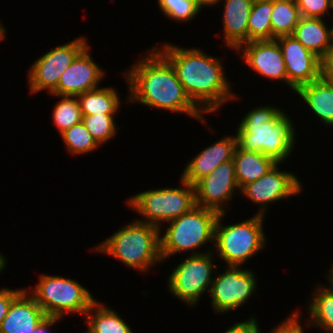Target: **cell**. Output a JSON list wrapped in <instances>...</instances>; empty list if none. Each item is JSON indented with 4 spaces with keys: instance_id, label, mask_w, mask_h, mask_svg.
<instances>
[{
    "instance_id": "cell-1",
    "label": "cell",
    "mask_w": 333,
    "mask_h": 333,
    "mask_svg": "<svg viewBox=\"0 0 333 333\" xmlns=\"http://www.w3.org/2000/svg\"><path fill=\"white\" fill-rule=\"evenodd\" d=\"M129 68L123 74L129 92L128 103L186 114L208 124L204 112L187 95L172 64L155 47Z\"/></svg>"
},
{
    "instance_id": "cell-2",
    "label": "cell",
    "mask_w": 333,
    "mask_h": 333,
    "mask_svg": "<svg viewBox=\"0 0 333 333\" xmlns=\"http://www.w3.org/2000/svg\"><path fill=\"white\" fill-rule=\"evenodd\" d=\"M154 47L172 64L187 95L204 113H215L238 98L231 90L220 57L171 43Z\"/></svg>"
},
{
    "instance_id": "cell-3",
    "label": "cell",
    "mask_w": 333,
    "mask_h": 333,
    "mask_svg": "<svg viewBox=\"0 0 333 333\" xmlns=\"http://www.w3.org/2000/svg\"><path fill=\"white\" fill-rule=\"evenodd\" d=\"M285 111L265 104L252 108L237 126L238 146L246 151L261 152L283 164L297 140L294 122Z\"/></svg>"
},
{
    "instance_id": "cell-4",
    "label": "cell",
    "mask_w": 333,
    "mask_h": 333,
    "mask_svg": "<svg viewBox=\"0 0 333 333\" xmlns=\"http://www.w3.org/2000/svg\"><path fill=\"white\" fill-rule=\"evenodd\" d=\"M93 250L114 257L128 268L143 273H148L157 263H163L160 229L137 219L122 226Z\"/></svg>"
},
{
    "instance_id": "cell-5",
    "label": "cell",
    "mask_w": 333,
    "mask_h": 333,
    "mask_svg": "<svg viewBox=\"0 0 333 333\" xmlns=\"http://www.w3.org/2000/svg\"><path fill=\"white\" fill-rule=\"evenodd\" d=\"M218 216V212L196 205L189 212L170 221L167 229L163 232L160 231L162 262L178 253L184 254L190 251L188 255L208 253L198 250L202 246L205 247L208 242L214 245L215 225Z\"/></svg>"
},
{
    "instance_id": "cell-6",
    "label": "cell",
    "mask_w": 333,
    "mask_h": 333,
    "mask_svg": "<svg viewBox=\"0 0 333 333\" xmlns=\"http://www.w3.org/2000/svg\"><path fill=\"white\" fill-rule=\"evenodd\" d=\"M226 213H220L215 225L213 253L227 265L243 266L266 246L265 216L255 214L236 224L223 225ZM216 248V249H215Z\"/></svg>"
},
{
    "instance_id": "cell-7",
    "label": "cell",
    "mask_w": 333,
    "mask_h": 333,
    "mask_svg": "<svg viewBox=\"0 0 333 333\" xmlns=\"http://www.w3.org/2000/svg\"><path fill=\"white\" fill-rule=\"evenodd\" d=\"M180 187L148 189L129 197L126 204L140 214L142 219H137L158 227L162 231L161 224L179 218L189 212L194 206V185L180 178Z\"/></svg>"
},
{
    "instance_id": "cell-8",
    "label": "cell",
    "mask_w": 333,
    "mask_h": 333,
    "mask_svg": "<svg viewBox=\"0 0 333 333\" xmlns=\"http://www.w3.org/2000/svg\"><path fill=\"white\" fill-rule=\"evenodd\" d=\"M27 292L42 307L47 317L60 319L70 313L85 316L96 301L91 291L78 281L45 273L40 274L36 287Z\"/></svg>"
},
{
    "instance_id": "cell-9",
    "label": "cell",
    "mask_w": 333,
    "mask_h": 333,
    "mask_svg": "<svg viewBox=\"0 0 333 333\" xmlns=\"http://www.w3.org/2000/svg\"><path fill=\"white\" fill-rule=\"evenodd\" d=\"M212 252L213 250L209 249L205 254L189 255L172 269L166 285L170 295L172 293L188 307L194 308L200 302L201 296L206 291L210 292L214 271L216 273L219 267L213 264L215 258Z\"/></svg>"
},
{
    "instance_id": "cell-10",
    "label": "cell",
    "mask_w": 333,
    "mask_h": 333,
    "mask_svg": "<svg viewBox=\"0 0 333 333\" xmlns=\"http://www.w3.org/2000/svg\"><path fill=\"white\" fill-rule=\"evenodd\" d=\"M88 45L87 39L80 36L37 58L27 73L30 93L46 90L51 94L57 88L63 72Z\"/></svg>"
},
{
    "instance_id": "cell-11",
    "label": "cell",
    "mask_w": 333,
    "mask_h": 333,
    "mask_svg": "<svg viewBox=\"0 0 333 333\" xmlns=\"http://www.w3.org/2000/svg\"><path fill=\"white\" fill-rule=\"evenodd\" d=\"M224 272L214 274L209 295L213 312L225 314L246 305L257 291V277L243 266L225 265Z\"/></svg>"
},
{
    "instance_id": "cell-12",
    "label": "cell",
    "mask_w": 333,
    "mask_h": 333,
    "mask_svg": "<svg viewBox=\"0 0 333 333\" xmlns=\"http://www.w3.org/2000/svg\"><path fill=\"white\" fill-rule=\"evenodd\" d=\"M280 163L265 175L240 189L242 196L260 206L256 214L265 216L269 203L294 197L302 192V182L294 173L279 170ZM294 195V196H293Z\"/></svg>"
},
{
    "instance_id": "cell-13",
    "label": "cell",
    "mask_w": 333,
    "mask_h": 333,
    "mask_svg": "<svg viewBox=\"0 0 333 333\" xmlns=\"http://www.w3.org/2000/svg\"><path fill=\"white\" fill-rule=\"evenodd\" d=\"M196 205L226 213L227 203L240 189L235 176L234 160L223 162L212 173L194 184ZM236 193V194H234Z\"/></svg>"
},
{
    "instance_id": "cell-14",
    "label": "cell",
    "mask_w": 333,
    "mask_h": 333,
    "mask_svg": "<svg viewBox=\"0 0 333 333\" xmlns=\"http://www.w3.org/2000/svg\"><path fill=\"white\" fill-rule=\"evenodd\" d=\"M287 71V86L294 92L302 85L318 80L323 75V62L306 49L293 35L276 38Z\"/></svg>"
},
{
    "instance_id": "cell-15",
    "label": "cell",
    "mask_w": 333,
    "mask_h": 333,
    "mask_svg": "<svg viewBox=\"0 0 333 333\" xmlns=\"http://www.w3.org/2000/svg\"><path fill=\"white\" fill-rule=\"evenodd\" d=\"M88 45L63 72L57 88L50 94L77 96L86 91L99 88L105 77V70L97 64L90 54Z\"/></svg>"
},
{
    "instance_id": "cell-16",
    "label": "cell",
    "mask_w": 333,
    "mask_h": 333,
    "mask_svg": "<svg viewBox=\"0 0 333 333\" xmlns=\"http://www.w3.org/2000/svg\"><path fill=\"white\" fill-rule=\"evenodd\" d=\"M242 52V60L262 77L283 81L287 85V71L284 58L276 39L250 41L237 50Z\"/></svg>"
},
{
    "instance_id": "cell-17",
    "label": "cell",
    "mask_w": 333,
    "mask_h": 333,
    "mask_svg": "<svg viewBox=\"0 0 333 333\" xmlns=\"http://www.w3.org/2000/svg\"><path fill=\"white\" fill-rule=\"evenodd\" d=\"M237 147L236 134L224 135L219 141L204 148L188 161L180 177L194 185L198 180L212 173L223 162L233 160Z\"/></svg>"
},
{
    "instance_id": "cell-18",
    "label": "cell",
    "mask_w": 333,
    "mask_h": 333,
    "mask_svg": "<svg viewBox=\"0 0 333 333\" xmlns=\"http://www.w3.org/2000/svg\"><path fill=\"white\" fill-rule=\"evenodd\" d=\"M47 318L42 307L24 289L13 301L0 333H32Z\"/></svg>"
},
{
    "instance_id": "cell-19",
    "label": "cell",
    "mask_w": 333,
    "mask_h": 333,
    "mask_svg": "<svg viewBox=\"0 0 333 333\" xmlns=\"http://www.w3.org/2000/svg\"><path fill=\"white\" fill-rule=\"evenodd\" d=\"M222 15L225 45L236 50L248 42V20L254 0H225Z\"/></svg>"
},
{
    "instance_id": "cell-20",
    "label": "cell",
    "mask_w": 333,
    "mask_h": 333,
    "mask_svg": "<svg viewBox=\"0 0 333 333\" xmlns=\"http://www.w3.org/2000/svg\"><path fill=\"white\" fill-rule=\"evenodd\" d=\"M292 35L323 63L329 57L333 48V26L328 28L325 19L301 17Z\"/></svg>"
},
{
    "instance_id": "cell-21",
    "label": "cell",
    "mask_w": 333,
    "mask_h": 333,
    "mask_svg": "<svg viewBox=\"0 0 333 333\" xmlns=\"http://www.w3.org/2000/svg\"><path fill=\"white\" fill-rule=\"evenodd\" d=\"M295 93L323 124L333 126V82L324 74L318 80L302 85Z\"/></svg>"
},
{
    "instance_id": "cell-22",
    "label": "cell",
    "mask_w": 333,
    "mask_h": 333,
    "mask_svg": "<svg viewBox=\"0 0 333 333\" xmlns=\"http://www.w3.org/2000/svg\"><path fill=\"white\" fill-rule=\"evenodd\" d=\"M233 160L239 189L256 181L278 163L261 152L246 151L239 146L236 148Z\"/></svg>"
},
{
    "instance_id": "cell-23",
    "label": "cell",
    "mask_w": 333,
    "mask_h": 333,
    "mask_svg": "<svg viewBox=\"0 0 333 333\" xmlns=\"http://www.w3.org/2000/svg\"><path fill=\"white\" fill-rule=\"evenodd\" d=\"M327 282L329 286L316 285L317 288L306 306L309 317L305 318V324L314 326L316 329L318 327L323 332L333 333V284L329 280Z\"/></svg>"
},
{
    "instance_id": "cell-24",
    "label": "cell",
    "mask_w": 333,
    "mask_h": 333,
    "mask_svg": "<svg viewBox=\"0 0 333 333\" xmlns=\"http://www.w3.org/2000/svg\"><path fill=\"white\" fill-rule=\"evenodd\" d=\"M84 319L88 327L85 333H133L121 315L98 300L91 305Z\"/></svg>"
},
{
    "instance_id": "cell-25",
    "label": "cell",
    "mask_w": 333,
    "mask_h": 333,
    "mask_svg": "<svg viewBox=\"0 0 333 333\" xmlns=\"http://www.w3.org/2000/svg\"><path fill=\"white\" fill-rule=\"evenodd\" d=\"M114 87H99L77 95L82 115L116 114L121 98Z\"/></svg>"
},
{
    "instance_id": "cell-26",
    "label": "cell",
    "mask_w": 333,
    "mask_h": 333,
    "mask_svg": "<svg viewBox=\"0 0 333 333\" xmlns=\"http://www.w3.org/2000/svg\"><path fill=\"white\" fill-rule=\"evenodd\" d=\"M301 18L295 0H276L271 13L272 40L294 33Z\"/></svg>"
},
{
    "instance_id": "cell-27",
    "label": "cell",
    "mask_w": 333,
    "mask_h": 333,
    "mask_svg": "<svg viewBox=\"0 0 333 333\" xmlns=\"http://www.w3.org/2000/svg\"><path fill=\"white\" fill-rule=\"evenodd\" d=\"M273 2L254 0L248 20V42L272 40Z\"/></svg>"
},
{
    "instance_id": "cell-28",
    "label": "cell",
    "mask_w": 333,
    "mask_h": 333,
    "mask_svg": "<svg viewBox=\"0 0 333 333\" xmlns=\"http://www.w3.org/2000/svg\"><path fill=\"white\" fill-rule=\"evenodd\" d=\"M60 98L52 112V121L56 125L59 134L82 122L83 115L77 96L54 95Z\"/></svg>"
},
{
    "instance_id": "cell-29",
    "label": "cell",
    "mask_w": 333,
    "mask_h": 333,
    "mask_svg": "<svg viewBox=\"0 0 333 333\" xmlns=\"http://www.w3.org/2000/svg\"><path fill=\"white\" fill-rule=\"evenodd\" d=\"M65 147L71 155H83L93 152L100 145L92 137L83 122L73 125L60 134Z\"/></svg>"
},
{
    "instance_id": "cell-30",
    "label": "cell",
    "mask_w": 333,
    "mask_h": 333,
    "mask_svg": "<svg viewBox=\"0 0 333 333\" xmlns=\"http://www.w3.org/2000/svg\"><path fill=\"white\" fill-rule=\"evenodd\" d=\"M82 122L100 146L114 139L118 131L115 114L85 115Z\"/></svg>"
},
{
    "instance_id": "cell-31",
    "label": "cell",
    "mask_w": 333,
    "mask_h": 333,
    "mask_svg": "<svg viewBox=\"0 0 333 333\" xmlns=\"http://www.w3.org/2000/svg\"><path fill=\"white\" fill-rule=\"evenodd\" d=\"M159 10L171 20L189 22L202 10L195 0H157Z\"/></svg>"
},
{
    "instance_id": "cell-32",
    "label": "cell",
    "mask_w": 333,
    "mask_h": 333,
    "mask_svg": "<svg viewBox=\"0 0 333 333\" xmlns=\"http://www.w3.org/2000/svg\"><path fill=\"white\" fill-rule=\"evenodd\" d=\"M301 17L322 18L332 9V0H295Z\"/></svg>"
},
{
    "instance_id": "cell-33",
    "label": "cell",
    "mask_w": 333,
    "mask_h": 333,
    "mask_svg": "<svg viewBox=\"0 0 333 333\" xmlns=\"http://www.w3.org/2000/svg\"><path fill=\"white\" fill-rule=\"evenodd\" d=\"M298 312V310L297 312L292 311L286 320L284 319L278 326L271 328L270 333H304V326L300 322L302 316Z\"/></svg>"
},
{
    "instance_id": "cell-34",
    "label": "cell",
    "mask_w": 333,
    "mask_h": 333,
    "mask_svg": "<svg viewBox=\"0 0 333 333\" xmlns=\"http://www.w3.org/2000/svg\"><path fill=\"white\" fill-rule=\"evenodd\" d=\"M22 289H10L7 287L0 289V326L3 319L8 314L12 301L24 290Z\"/></svg>"
},
{
    "instance_id": "cell-35",
    "label": "cell",
    "mask_w": 333,
    "mask_h": 333,
    "mask_svg": "<svg viewBox=\"0 0 333 333\" xmlns=\"http://www.w3.org/2000/svg\"><path fill=\"white\" fill-rule=\"evenodd\" d=\"M223 333H261L258 320L254 315L242 322H235Z\"/></svg>"
},
{
    "instance_id": "cell-36",
    "label": "cell",
    "mask_w": 333,
    "mask_h": 333,
    "mask_svg": "<svg viewBox=\"0 0 333 333\" xmlns=\"http://www.w3.org/2000/svg\"><path fill=\"white\" fill-rule=\"evenodd\" d=\"M60 318L47 317L45 318L32 333H51L50 329L53 325L60 322Z\"/></svg>"
},
{
    "instance_id": "cell-37",
    "label": "cell",
    "mask_w": 333,
    "mask_h": 333,
    "mask_svg": "<svg viewBox=\"0 0 333 333\" xmlns=\"http://www.w3.org/2000/svg\"><path fill=\"white\" fill-rule=\"evenodd\" d=\"M323 74L333 82V48L329 54V57L323 63Z\"/></svg>"
},
{
    "instance_id": "cell-38",
    "label": "cell",
    "mask_w": 333,
    "mask_h": 333,
    "mask_svg": "<svg viewBox=\"0 0 333 333\" xmlns=\"http://www.w3.org/2000/svg\"><path fill=\"white\" fill-rule=\"evenodd\" d=\"M197 5L202 9L205 6L213 7V5H217L219 2L221 3L223 0H195Z\"/></svg>"
},
{
    "instance_id": "cell-39",
    "label": "cell",
    "mask_w": 333,
    "mask_h": 333,
    "mask_svg": "<svg viewBox=\"0 0 333 333\" xmlns=\"http://www.w3.org/2000/svg\"><path fill=\"white\" fill-rule=\"evenodd\" d=\"M7 261L4 255L0 252V273L4 271Z\"/></svg>"
},
{
    "instance_id": "cell-40",
    "label": "cell",
    "mask_w": 333,
    "mask_h": 333,
    "mask_svg": "<svg viewBox=\"0 0 333 333\" xmlns=\"http://www.w3.org/2000/svg\"><path fill=\"white\" fill-rule=\"evenodd\" d=\"M2 25L3 24L0 19V42L5 39V34H6V28Z\"/></svg>"
},
{
    "instance_id": "cell-41",
    "label": "cell",
    "mask_w": 333,
    "mask_h": 333,
    "mask_svg": "<svg viewBox=\"0 0 333 333\" xmlns=\"http://www.w3.org/2000/svg\"><path fill=\"white\" fill-rule=\"evenodd\" d=\"M331 268H330V271L329 272H327L328 274H326L327 275V280H329V281H331V283L333 284V265L332 266H330Z\"/></svg>"
},
{
    "instance_id": "cell-42",
    "label": "cell",
    "mask_w": 333,
    "mask_h": 333,
    "mask_svg": "<svg viewBox=\"0 0 333 333\" xmlns=\"http://www.w3.org/2000/svg\"><path fill=\"white\" fill-rule=\"evenodd\" d=\"M256 1H268V2H274L276 0H256Z\"/></svg>"
}]
</instances>
